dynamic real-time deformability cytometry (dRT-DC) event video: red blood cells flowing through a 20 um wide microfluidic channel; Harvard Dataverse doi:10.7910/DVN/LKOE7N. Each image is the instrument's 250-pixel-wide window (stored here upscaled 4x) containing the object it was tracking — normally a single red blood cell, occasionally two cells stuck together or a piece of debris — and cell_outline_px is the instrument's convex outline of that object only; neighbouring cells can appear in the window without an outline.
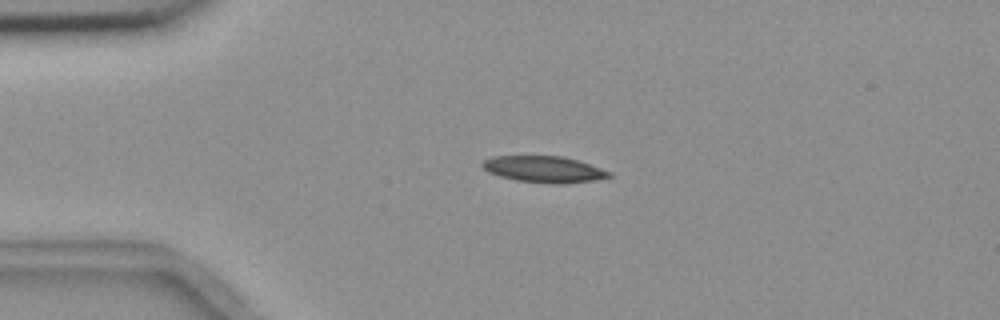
{"species": "common noctule bat (a hibernating species)", "species_latin": "Nyctalus noctula", "temperature_condition": "room temperature", "stored_images_in_passage": 5, "camera_frame_rate_fps": 3000, "um_per_image_px": 0.085, "animal": {"sex": "female", "body_mass_g": 18.4}, "frame": {"image": 1, "passage_image": 3, "time_ms": 2.0, "image_size_px": [1000, 320], "cell_outline_px": [[612, 176], [596, 180], [564, 184], [552, 184], [516, 180], [500, 176], [488, 172], [480, 164], [484, 160], [492, 156], [560, 156], [576, 160], [612, 172]], "centroid_in_image_um": [46.23, 14.4], "position_along_channel_um": 38.8, "area_um2": 19.42}}